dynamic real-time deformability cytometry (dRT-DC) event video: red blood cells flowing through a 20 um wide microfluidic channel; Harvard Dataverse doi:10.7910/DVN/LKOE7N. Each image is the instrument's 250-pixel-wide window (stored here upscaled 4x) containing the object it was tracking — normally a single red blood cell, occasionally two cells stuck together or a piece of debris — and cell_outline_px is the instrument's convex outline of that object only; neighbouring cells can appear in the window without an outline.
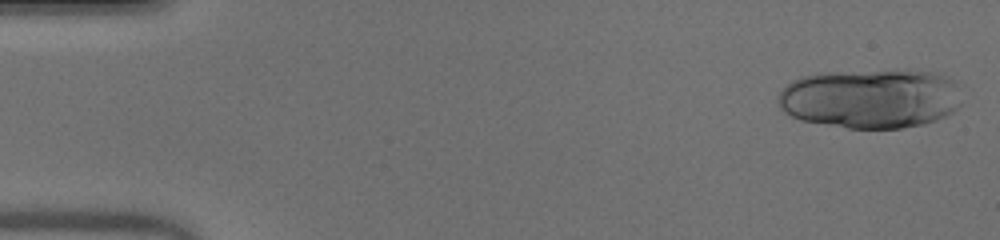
{"species": "human", "species_latin": "Homo sapiens", "temperature_condition": "warm", "stored_images_in_passage": 47, "camera_frame_rate_fps": 3000, "um_per_image_px": 0.085, "donor": {"sex": "male"}, "frame": {"image": 1, "passage_image": 1, "time_ms": 0.0, "image_size_px": [1000, 240], "cell_outline_px": [[960, 104], [952, 112], [936, 120], [924, 124], [900, 128], [848, 128], [800, 120], [784, 112], [780, 108], [780, 92], [792, 80], [800, 76], [824, 72], [896, 68], [912, 68], [936, 72], [948, 76], [956, 80]], "centroid_in_image_um": [74.04, 8.32], "position_along_channel_um": 11.0, "area_um2": 64.97}}
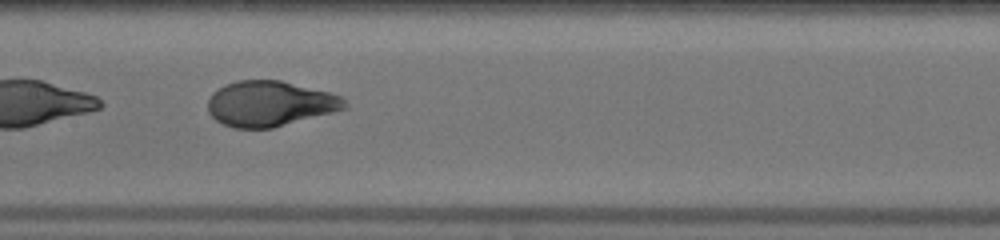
{"frame": {"image": 2, "passage_image": 25, "time_ms": 8.0, "image_size_px": [1000, 240], "cell_outline_px": [[348, 108], [272, 128], [232, 128], [216, 120], [208, 112], [208, 100], [212, 92], [224, 84], [236, 80], [280, 80], [344, 96], [348, 104]], "centroid_in_image_um": [22.94, 8.8], "position_along_channel_um": 184.5, "area_um2": 36.3}}
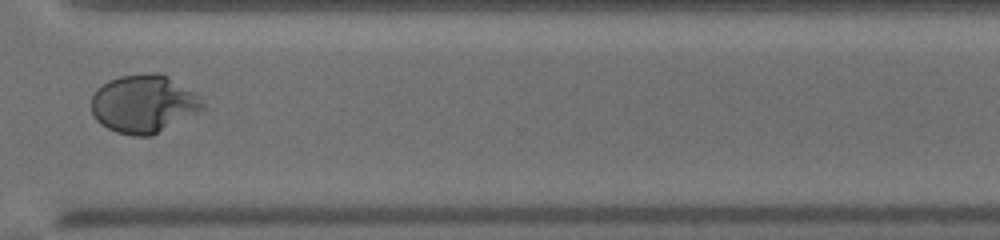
{"frame": {"image": 3, "passage_image": 38, "time_ms": 12.333, "image_size_px": [1000, 240], "cell_outline_px": [[208, 108], [152, 136], [132, 136], [116, 132], [100, 124], [96, 120], [92, 112], [92, 96], [96, 88], [108, 80], [120, 76], [156, 72], [160, 72], [168, 76], [204, 96]], "centroid_in_image_um": [12.29, 8.82], "position_along_channel_um": 358.3, "area_um2": 38.55}, "authors_computed_cell_mechanics": {"area_um2": 37.6278, "velocity_mm_per_s": 4.0199, "shape_relaxation_time_tau1_ms": 4.6655, "shape_relaxation_time_tau2_ms": null, "deformation_change_tau1": 0.2617, "deformation_change_tau2": null}}